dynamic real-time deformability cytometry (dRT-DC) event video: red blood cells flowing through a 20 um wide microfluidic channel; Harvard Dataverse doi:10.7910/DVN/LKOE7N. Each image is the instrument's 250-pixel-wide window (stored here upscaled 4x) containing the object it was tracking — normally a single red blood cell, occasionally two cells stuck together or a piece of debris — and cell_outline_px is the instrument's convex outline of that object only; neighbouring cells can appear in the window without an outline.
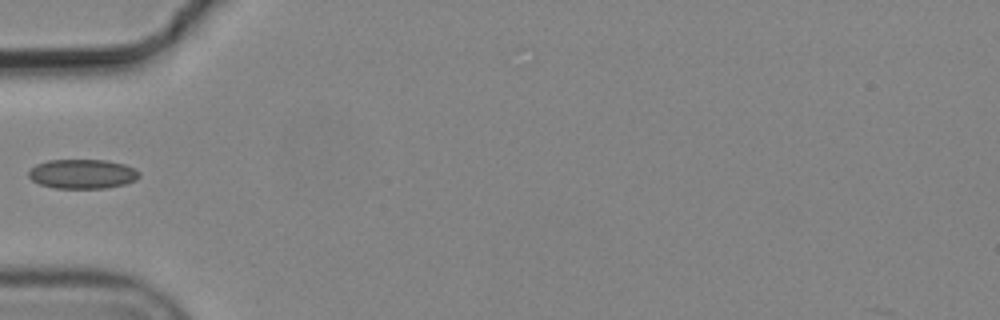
{"species": "common noctule bat (a hibernating species)", "species_latin": "Nyctalus noctula", "temperature_condition": "cold", "stored_images_in_passage": 1, "camera_frame_rate_fps": 3000, "um_per_image_px": 0.085, "animal": {"sex": "male", "body_mass_g": 19.2, "forearm_length_mm": 51.8}, "frame": {"image": 1, "passage_image": 1, "time_ms": 0.0, "image_size_px": [1000, 320], "cell_outline_px": [[140, 176], [136, 180], [124, 184], [104, 188], [52, 188], [40, 184], [32, 180], [28, 176], [28, 172], [36, 164], [48, 160], [108, 160], [124, 164], [140, 172]], "centroid_in_image_um": [7.0, 14.78], "position_along_channel_um": 78.0, "area_um2": 18.96}}